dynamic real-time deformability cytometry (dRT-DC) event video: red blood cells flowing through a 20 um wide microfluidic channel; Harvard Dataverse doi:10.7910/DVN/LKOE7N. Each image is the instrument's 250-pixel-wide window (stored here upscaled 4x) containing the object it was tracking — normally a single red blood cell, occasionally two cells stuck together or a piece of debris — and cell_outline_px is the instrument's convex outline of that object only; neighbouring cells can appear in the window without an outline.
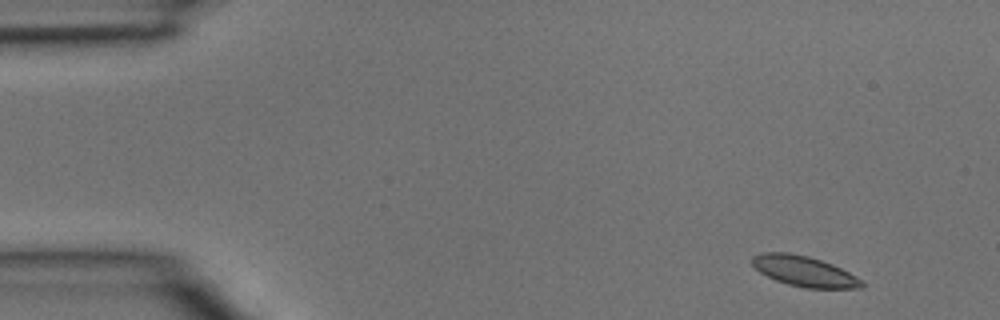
{"species": "common noctule bat (a hibernating species)", "species_latin": "Nyctalus noctula", "temperature_condition": "room temperature", "stored_images_in_passage": 3, "camera_frame_rate_fps": 3000, "um_per_image_px": 0.085, "animal": {"sex": "male", "body_mass_g": 15.6}, "frame": {"image": 1, "passage_image": 1, "time_ms": 0.0, "image_size_px": [1000, 320], "cell_outline_px": [[864, 284], [860, 288], [804, 288], [788, 284], [776, 280], [760, 272], [752, 264], [752, 256], [760, 252], [788, 252], [808, 256], [832, 264], [856, 276]], "centroid_in_image_um": [68.32, 23.04], "position_along_channel_um": 16.7, "area_um2": 19.25}}